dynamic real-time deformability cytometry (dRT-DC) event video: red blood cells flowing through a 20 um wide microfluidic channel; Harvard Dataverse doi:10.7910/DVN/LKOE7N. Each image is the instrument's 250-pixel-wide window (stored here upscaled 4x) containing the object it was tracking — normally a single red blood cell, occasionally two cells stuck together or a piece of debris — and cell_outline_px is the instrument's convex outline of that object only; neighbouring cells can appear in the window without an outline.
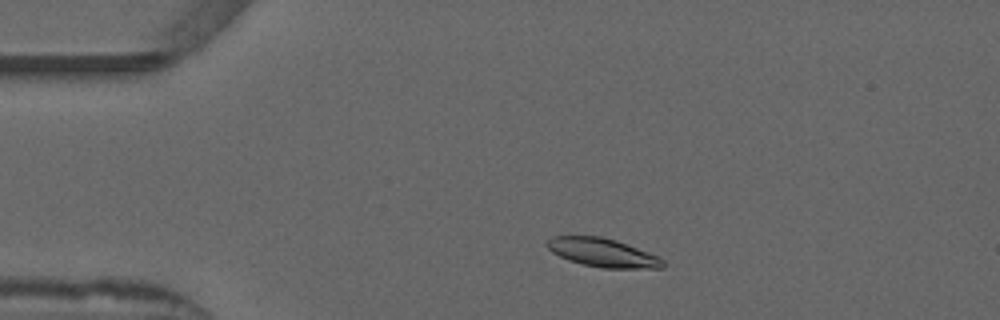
{"species": "common noctule bat (a hibernating species)", "species_latin": "Nyctalus noctula", "temperature_condition": "warm", "stored_images_in_passage": 48, "camera_frame_rate_fps": 3000, "um_per_image_px": 0.085, "animal": {"sex": "male", "forearm_length_mm": 52.5}, "frame": {"image": 1, "passage_image": 6, "time_ms": 1.667, "image_size_px": [1000, 320], "cell_outline_px": [[664, 268], [604, 268], [584, 264], [568, 260], [552, 252], [544, 244], [552, 236], [600, 236], [616, 240], [656, 256], [664, 260]], "centroid_in_image_um": [51.18, 21.47], "position_along_channel_um": 33.8, "area_um2": 19.02}}
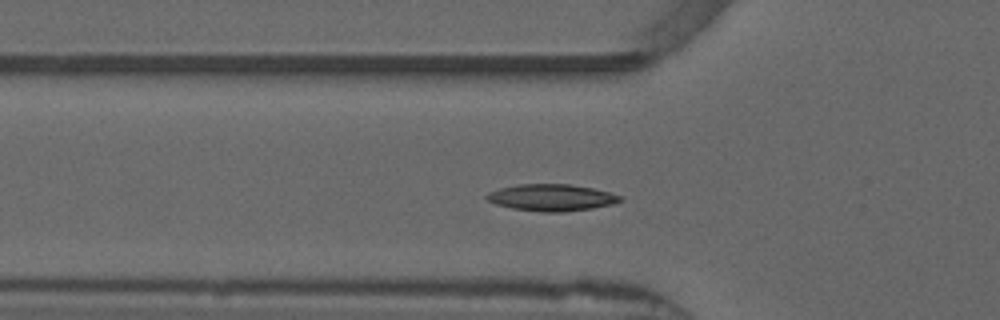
{"frame": {"image": 2, "passage_image": 13, "time_ms": 4.0, "image_size_px": [1000, 320], "cell_outline_px": [[624, 200], [612, 204], [592, 208], [564, 212], [544, 212], [512, 208], [496, 204], [488, 200], [484, 196], [488, 192], [500, 188], [520, 184], [572, 184], [592, 188], [624, 196]], "centroid_in_image_um": [46.9, 16.79], "position_along_channel_um": 78.9, "area_um2": 20.81}}
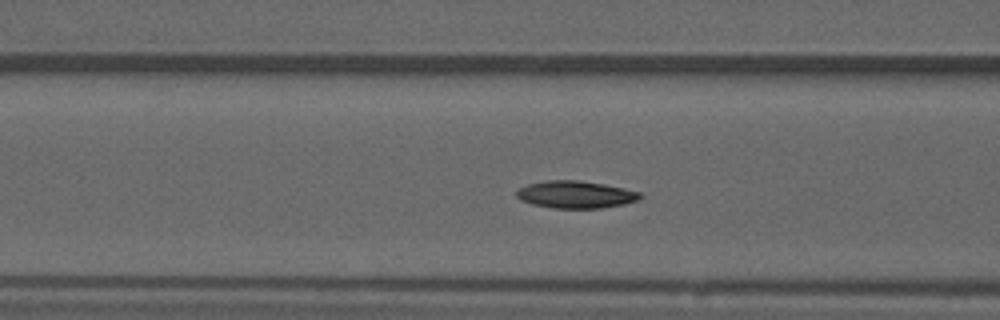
{"frame": {"image": 3, "passage_image": 16, "time_ms": 5.0, "image_size_px": [1000, 320], "cell_outline_px": [[644, 196], [636, 200], [624, 204], [600, 208], [552, 208], [532, 204], [520, 200], [516, 196], [516, 192], [520, 188], [528, 184], [548, 180], [580, 180], [604, 184], [624, 188], [640, 192]], "centroid_in_image_um": [48.93, 16.53], "position_along_channel_um": 117.7, "area_um2": 19.65}, "authors_computed_cell_mechanics": {"area_um2": 19.1607, "velocity_mm_per_s": 3.8352, "shape_relaxation_time_tau1_ms": 7.3811, "shape_relaxation_time_tau2_ms": 6.9574, "deformation_change_tau1": 0.181, "deformation_change_tau2": 0.1151}}